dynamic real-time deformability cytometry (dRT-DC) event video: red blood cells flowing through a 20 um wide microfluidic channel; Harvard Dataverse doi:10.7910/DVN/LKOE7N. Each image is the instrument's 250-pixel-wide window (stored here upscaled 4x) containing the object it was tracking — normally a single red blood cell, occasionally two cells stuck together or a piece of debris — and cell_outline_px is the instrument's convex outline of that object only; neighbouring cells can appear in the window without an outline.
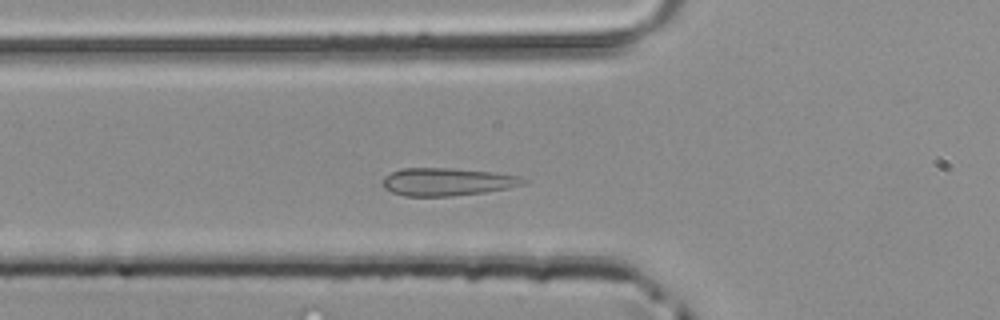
{"species": "common noctule bat (a hibernating species)", "species_latin": "Nyctalus noctula", "temperature_condition": "room temperature", "stored_images_in_passage": 41, "camera_frame_rate_fps": 3000, "um_per_image_px": 0.085, "animal": {"sex": "male", "body_mass_g": 20.4}, "frame": {"image": 1, "passage_image": 10, "time_ms": 3.0, "image_size_px": [1000, 320], "cell_outline_px": [[528, 180], [524, 184], [508, 188], [484, 192], [452, 196], [404, 196], [392, 192], [384, 188], [380, 184], [384, 176], [392, 172], [404, 168], [448, 168], [496, 172], [520, 176]], "centroid_in_image_um": [38.0, 15.45], "position_along_channel_um": 87.8, "area_um2": 22.89}}
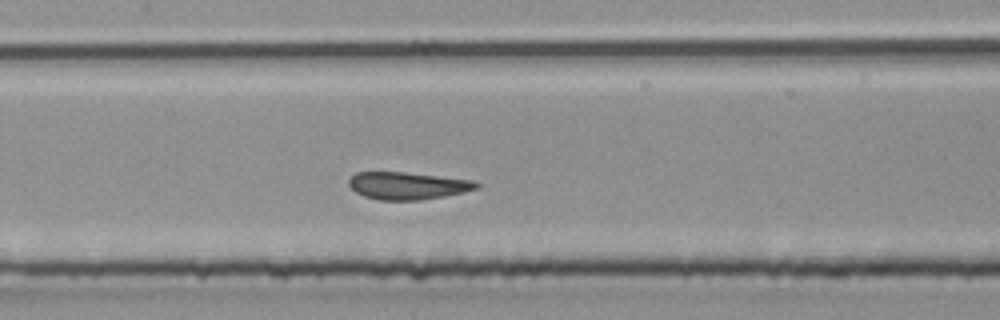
{"frame": {"image": 2, "passage_image": 16, "time_ms": 5.0, "image_size_px": [1000, 320], "cell_outline_px": [[480, 188], [464, 192], [444, 196], [420, 200], [380, 200], [364, 196], [356, 192], [348, 184], [348, 180], [356, 172], [404, 172], [476, 180], [480, 184]], "centroid_in_image_um": [34.69, 15.78], "position_along_channel_um": 172.7, "area_um2": 20.46}}
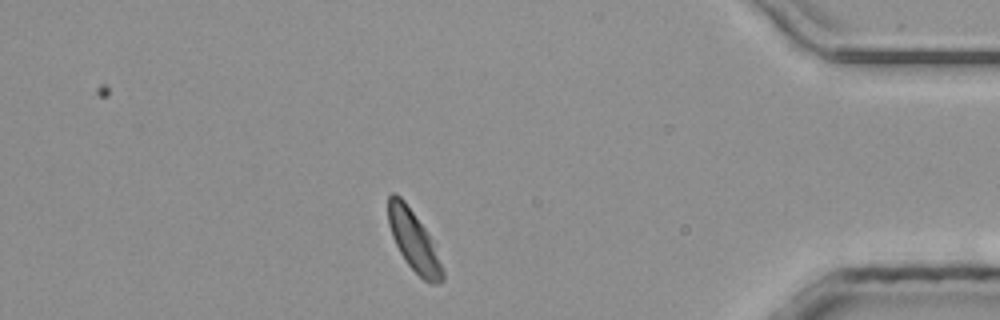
{"frame": {"image": 3, "passage_image": 35, "time_ms": 11.333, "image_size_px": [1000, 320], "cell_outline_px": [[444, 280], [440, 284], [428, 284], [404, 260], [392, 236], [388, 224], [388, 196], [392, 192], [396, 192], [404, 200], [424, 228], [444, 268]], "centroid_in_image_um": [35.16, 20.49], "position_along_channel_um": 400.0, "area_um2": 18.84}}